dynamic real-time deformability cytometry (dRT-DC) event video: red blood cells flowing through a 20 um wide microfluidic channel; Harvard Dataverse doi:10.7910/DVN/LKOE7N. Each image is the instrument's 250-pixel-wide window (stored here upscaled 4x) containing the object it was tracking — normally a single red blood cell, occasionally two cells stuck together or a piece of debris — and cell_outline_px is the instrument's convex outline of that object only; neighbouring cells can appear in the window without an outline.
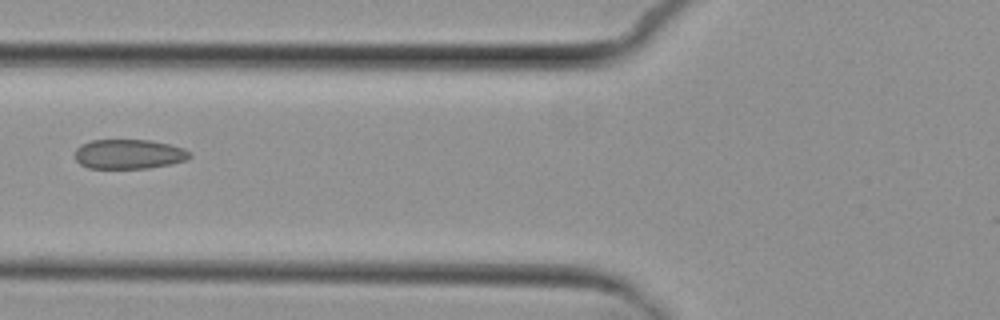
{"species": "common noctule bat (a hibernating species)", "species_latin": "Nyctalus noctula", "temperature_condition": "cold", "stored_images_in_passage": 3, "camera_frame_rate_fps": 3000, "um_per_image_px": 0.085, "animal": {"sex": "female", "body_mass_g": 29.2, "forearm_length_mm": 56.3}, "frame": {"image": 1, "passage_image": 2, "time_ms": 1.333, "image_size_px": [1000, 320], "cell_outline_px": [[192, 156], [188, 160], [172, 164], [148, 168], [88, 168], [80, 164], [72, 156], [76, 148], [80, 144], [92, 140], [148, 140], [168, 144], [184, 148], [192, 152]], "centroid_in_image_um": [10.95, 13.1], "position_along_channel_um": 114.9, "area_um2": 20.11}}
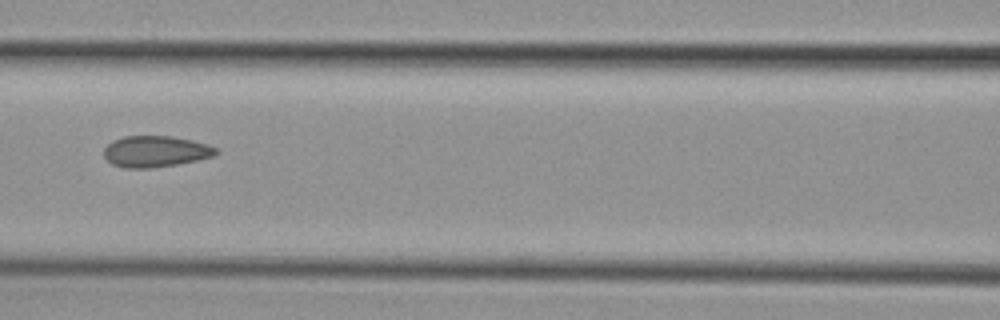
{"frame": {"image": 2, "passage_image": 3, "time_ms": 2.333, "image_size_px": [1000, 320], "cell_outline_px": [[216, 152], [212, 156], [196, 160], [176, 164], [152, 168], [124, 168], [112, 164], [104, 156], [104, 148], [112, 140], [124, 136], [172, 136], [192, 140], [208, 144], [216, 148]], "centroid_in_image_um": [13.17, 12.87], "position_along_channel_um": 153.4, "area_um2": 20.29}}